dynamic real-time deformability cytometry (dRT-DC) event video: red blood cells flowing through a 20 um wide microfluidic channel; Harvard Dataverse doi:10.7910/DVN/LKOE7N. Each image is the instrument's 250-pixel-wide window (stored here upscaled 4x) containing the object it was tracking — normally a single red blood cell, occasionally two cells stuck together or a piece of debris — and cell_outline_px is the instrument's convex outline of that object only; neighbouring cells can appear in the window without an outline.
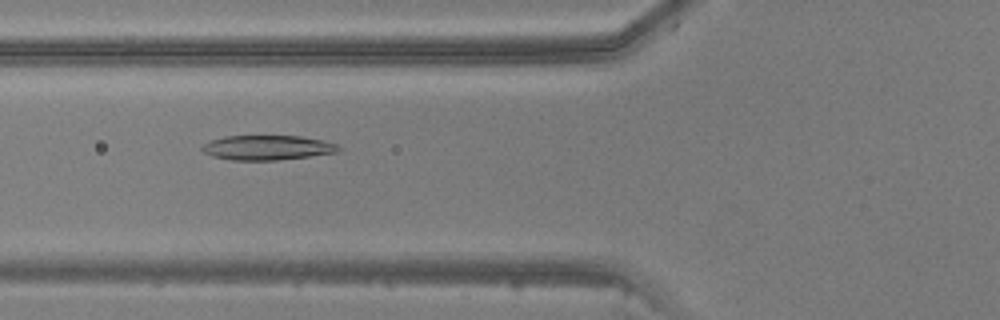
{"species": "common noctule bat (a hibernating species)", "species_latin": "Nyctalus noctula", "temperature_condition": "warm", "stored_images_in_passage": 29, "camera_frame_rate_fps": 3000, "um_per_image_px": 0.085, "animal": {"sex": "male", "body_mass_g": 20.5, "forearm_length_mm": 52.5}, "frame": {"image": 1, "passage_image": 4, "time_ms": 1.0, "image_size_px": [1000, 320], "cell_outline_px": [[340, 148], [336, 152], [308, 156], [276, 160], [232, 160], [212, 156], [204, 152], [200, 148], [204, 144], [212, 140], [224, 136], [300, 136], [320, 140], [336, 144]], "centroid_in_image_um": [22.67, 12.55], "position_along_channel_um": 103.1, "area_um2": 19.31}}
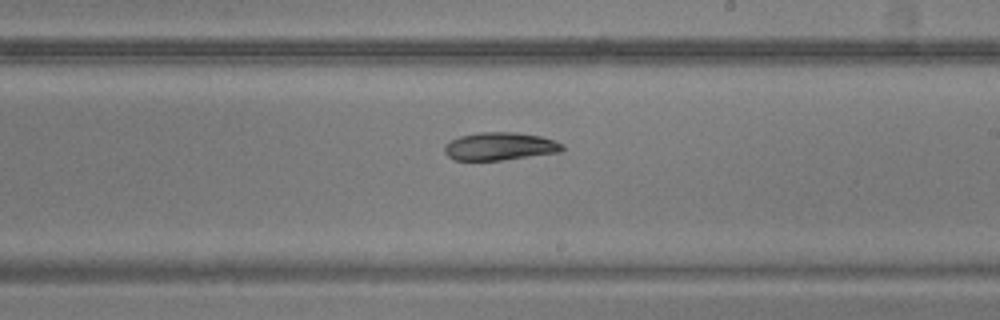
{"frame": {"image": 2, "passage_image": 14, "time_ms": 4.333, "image_size_px": [1000, 320], "cell_outline_px": [[564, 148], [560, 152], [500, 160], [456, 160], [448, 156], [444, 152], [444, 144], [460, 136], [476, 132], [516, 132], [540, 136], [564, 144]], "centroid_in_image_um": [42.47, 12.43], "position_along_channel_um": 246.5, "area_um2": 19.07}}
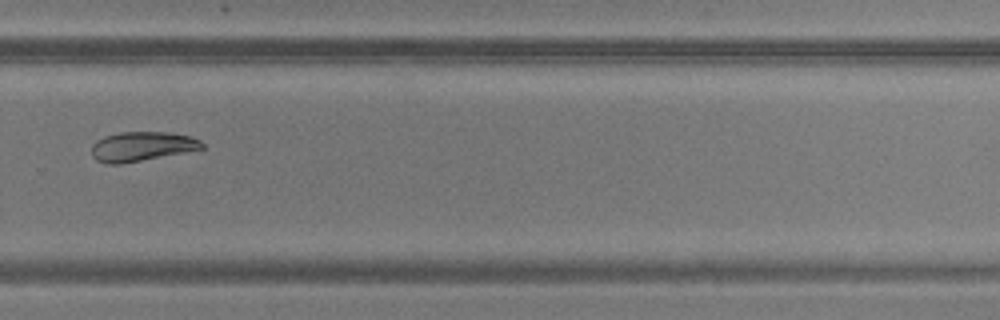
{"frame": {"image": 3, "passage_image": 19, "time_ms": 6.0, "image_size_px": [1000, 320], "cell_outline_px": [[204, 148], [120, 164], [108, 164], [96, 160], [92, 156], [92, 144], [96, 140], [104, 136], [120, 132], [168, 132], [188, 136], [200, 140], [204, 144]], "centroid_in_image_um": [12.01, 12.44], "position_along_channel_um": 317.8, "area_um2": 18.73}}